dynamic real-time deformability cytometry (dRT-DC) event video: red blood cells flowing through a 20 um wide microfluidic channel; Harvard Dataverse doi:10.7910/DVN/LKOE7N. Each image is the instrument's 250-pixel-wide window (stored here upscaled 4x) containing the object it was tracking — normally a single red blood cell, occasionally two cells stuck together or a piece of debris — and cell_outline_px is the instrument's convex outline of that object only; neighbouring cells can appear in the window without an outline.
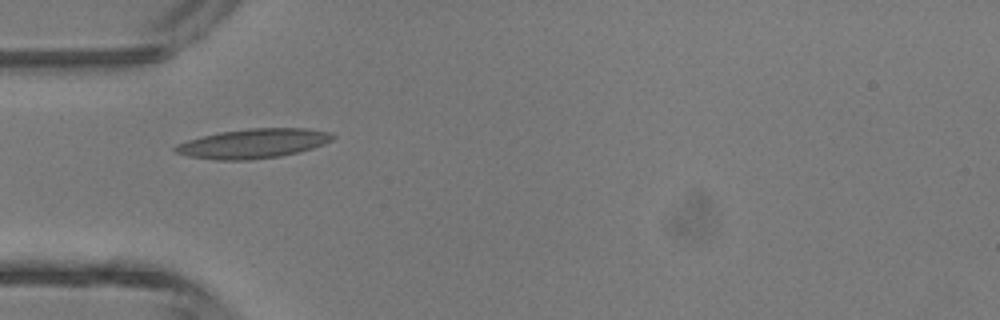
{"species": "common noctule bat (a hibernating species)", "species_latin": "Nyctalus noctula", "temperature_condition": "room temperature", "stored_images_in_passage": 4, "camera_frame_rate_fps": 3000, "um_per_image_px": 0.085, "animal": {"sex": "male", "body_mass_g": 13.3}, "frame": {"image": 1, "passage_image": 3, "time_ms": 2.333, "image_size_px": [1000, 320], "cell_outline_px": [[336, 136], [332, 140], [324, 144], [312, 148], [280, 156], [248, 160], [216, 160], [188, 156], [176, 152], [172, 148], [176, 144], [188, 140], [220, 132], [248, 128], [308, 128], [332, 132]], "centroid_in_image_um": [21.55, 12.19], "position_along_channel_um": 63.5, "area_um2": 26.99}}
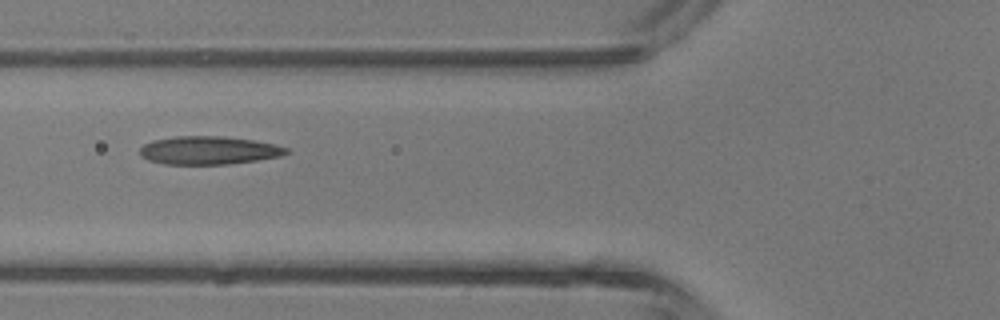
{"frame": {"image": 2, "passage_image": 4, "time_ms": 3.333, "image_size_px": [1000, 320], "cell_outline_px": [[292, 152], [280, 156], [256, 160], [228, 164], [164, 164], [148, 160], [140, 156], [140, 148], [144, 144], [152, 140], [176, 136], [224, 136], [252, 140], [276, 144], [288, 148]], "centroid_in_image_um": [17.75, 12.77], "position_along_channel_um": 108.1, "area_um2": 24.16}}